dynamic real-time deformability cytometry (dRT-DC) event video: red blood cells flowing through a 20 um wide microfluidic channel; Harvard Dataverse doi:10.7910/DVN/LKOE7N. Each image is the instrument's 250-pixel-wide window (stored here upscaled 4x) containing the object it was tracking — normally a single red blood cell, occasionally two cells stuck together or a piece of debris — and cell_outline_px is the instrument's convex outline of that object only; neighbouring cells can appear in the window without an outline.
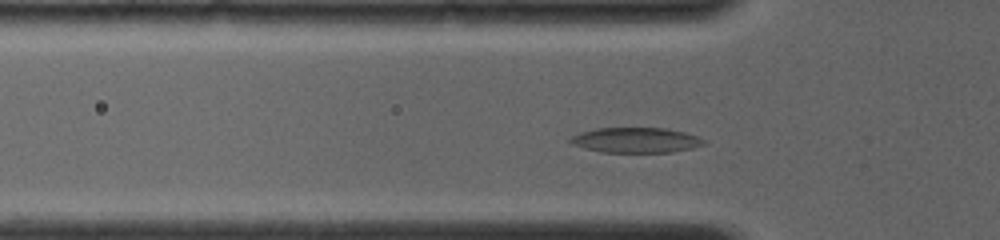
{"species": "common noctule bat (a hibernating species)", "species_latin": "Nyctalus noctula", "temperature_condition": "room temperature", "stored_images_in_passage": 31, "camera_frame_rate_fps": 4000, "um_per_image_px": 0.085, "animal": {"sex": "female", "body_mass_g": 19.0, "forearm_length_mm": 56.7}, "frame": {"image": 1, "passage_image": 3, "time_ms": 0.75, "image_size_px": [1000, 240], "cell_outline_px": [[708, 140], [704, 144], [692, 148], [672, 152], [600, 152], [584, 148], [572, 144], [568, 140], [572, 136], [580, 132], [596, 128], [668, 128], [684, 132]], "centroid_in_image_um": [54.05, 11.91], "position_along_channel_um": 71.7, "area_um2": 19.65}}
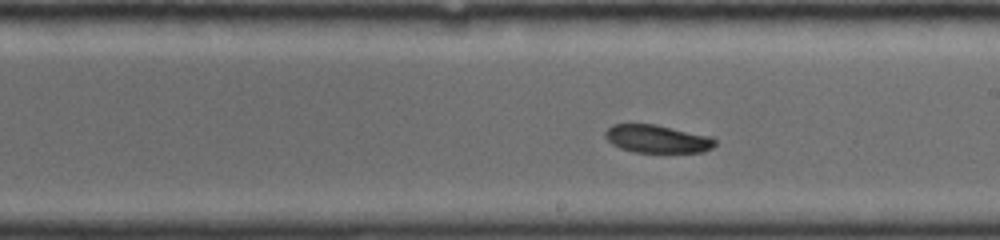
{"frame": {"image": 2, "passage_image": 15, "time_ms": 4.75, "image_size_px": [1000, 240], "cell_outline_px": [[716, 144], [712, 148], [704, 152], [636, 152], [620, 148], [612, 144], [604, 136], [604, 132], [612, 124], [656, 124], [712, 136], [716, 140]], "centroid_in_image_um": [55.88, 11.8], "position_along_channel_um": 233.1, "area_um2": 18.03}}
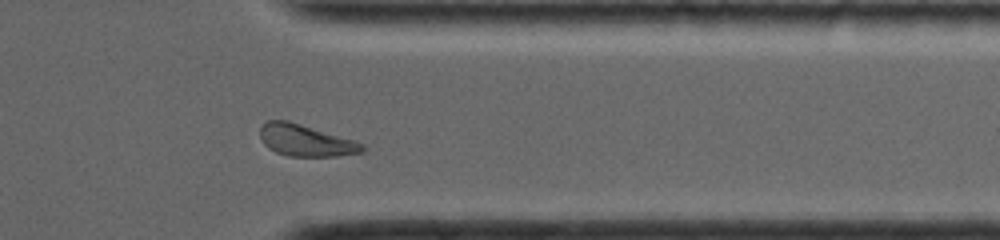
{"frame": {"image": 3, "passage_image": 26, "time_ms": 8.5, "image_size_px": [1000, 240], "cell_outline_px": [[364, 152], [336, 156], [288, 156], [276, 152], [268, 148], [264, 144], [260, 136], [260, 128], [268, 120], [288, 120], [356, 140], [364, 144]], "centroid_in_image_um": [26.0, 11.93], "position_along_channel_um": 385.4, "area_um2": 18.96}}